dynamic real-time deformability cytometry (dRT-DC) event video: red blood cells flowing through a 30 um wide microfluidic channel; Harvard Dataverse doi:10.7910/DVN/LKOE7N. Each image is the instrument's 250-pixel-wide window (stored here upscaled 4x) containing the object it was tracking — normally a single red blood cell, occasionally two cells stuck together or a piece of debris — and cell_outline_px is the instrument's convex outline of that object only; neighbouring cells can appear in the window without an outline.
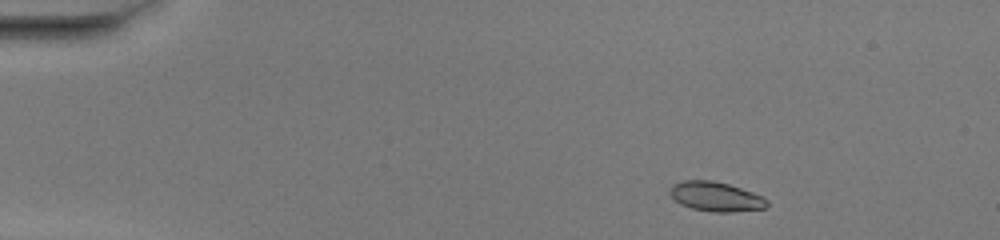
{"species": "common noctule bat (a hibernating species)", "species_latin": "Nyctalus noctula", "temperature_condition": "warm", "stored_images_in_passage": 44, "camera_frame_rate_fps": 3000, "um_per_image_px": 0.085, "animal": {"sex": "female", "body_mass_g": 20.0, "forearm_length_mm": 54.0}, "frame": {"image": 1, "passage_image": 1, "time_ms": 0.0, "image_size_px": [1000, 240], "cell_outline_px": [[768, 204], [764, 208], [732, 212], [712, 212], [692, 208], [680, 204], [668, 192], [668, 188], [672, 184], [680, 180], [712, 180], [728, 184], [764, 196], [768, 200]], "centroid_in_image_um": [60.81, 16.7], "position_along_channel_um": 24.2, "area_um2": 16.82}}
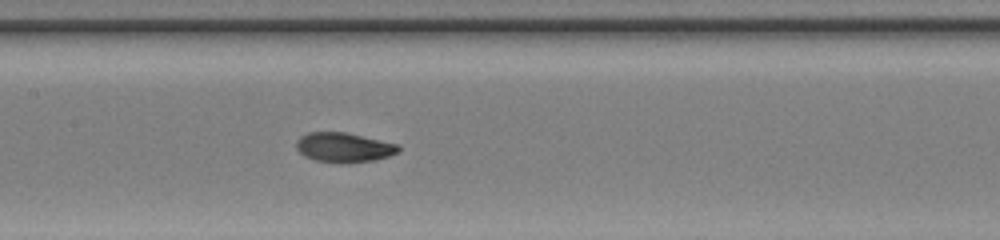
{"frame": {"image": 2, "passage_image": 19, "time_ms": 6.0, "image_size_px": [1000, 240], "cell_outline_px": [[400, 152], [376, 160], [348, 164], [340, 164], [316, 160], [304, 156], [296, 148], [296, 140], [300, 136], [308, 132], [344, 132], [400, 144]], "centroid_in_image_um": [29.25, 12.54], "position_along_channel_um": 178.2, "area_um2": 17.98}}
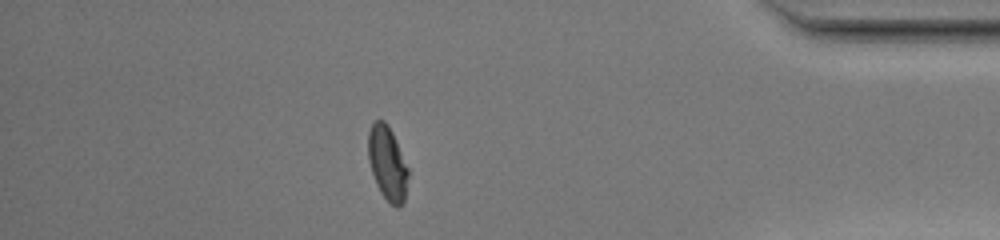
{"frame": {"image": 3, "passage_image": 38, "time_ms": 12.333, "image_size_px": [1000, 240], "cell_outline_px": [[408, 176], [404, 200], [396, 208], [380, 192], [376, 184], [368, 160], [368, 132], [372, 124], [376, 120], [384, 120], [388, 124], [392, 132], [408, 168]], "centroid_in_image_um": [32.91, 13.85], "position_along_channel_um": 402.3, "area_um2": 16.99}, "authors_computed_cell_mechanics": {"area_um2": 17.1955, "velocity_mm_per_s": 4.0988, "shape_relaxation_time_tau1_ms": 4.0512, "shape_relaxation_time_tau2_ms": 1.6158, "deformation_change_tau1": 0.1962, "deformation_change_tau2": 0.0652}}